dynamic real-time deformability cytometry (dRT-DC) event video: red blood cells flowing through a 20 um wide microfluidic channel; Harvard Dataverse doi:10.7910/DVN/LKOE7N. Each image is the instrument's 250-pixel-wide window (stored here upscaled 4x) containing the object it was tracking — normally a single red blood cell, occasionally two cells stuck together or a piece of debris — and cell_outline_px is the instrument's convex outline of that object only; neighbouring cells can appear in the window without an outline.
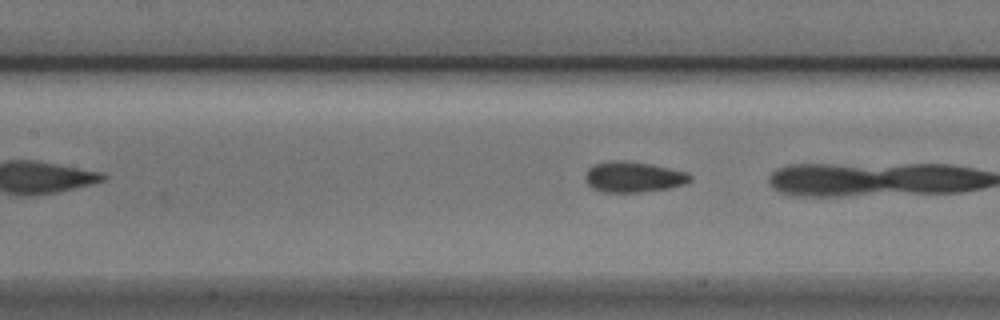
{"species": "Egyptian fruit bat (a non-hibernating species)", "species_latin": "Rousettus aegyptiacus", "temperature_condition": "cold", "stored_images_in_passage": 4, "camera_frame_rate_fps": 3000, "um_per_image_px": 0.085, "animal": {"sex": "male"}, "frame": {"image": 1, "passage_image": 4, "time_ms": 1.0, "image_size_px": [1000, 320], "cell_outline_px": [[692, 180], [684, 184], [672, 188], [640, 192], [604, 192], [592, 188], [584, 180], [584, 176], [588, 168], [592, 164], [612, 160], [624, 160], [652, 164], [688, 172], [692, 176]], "centroid_in_image_um": [53.84, 15.03], "position_along_channel_um": 153.6, "area_um2": 19.07}}